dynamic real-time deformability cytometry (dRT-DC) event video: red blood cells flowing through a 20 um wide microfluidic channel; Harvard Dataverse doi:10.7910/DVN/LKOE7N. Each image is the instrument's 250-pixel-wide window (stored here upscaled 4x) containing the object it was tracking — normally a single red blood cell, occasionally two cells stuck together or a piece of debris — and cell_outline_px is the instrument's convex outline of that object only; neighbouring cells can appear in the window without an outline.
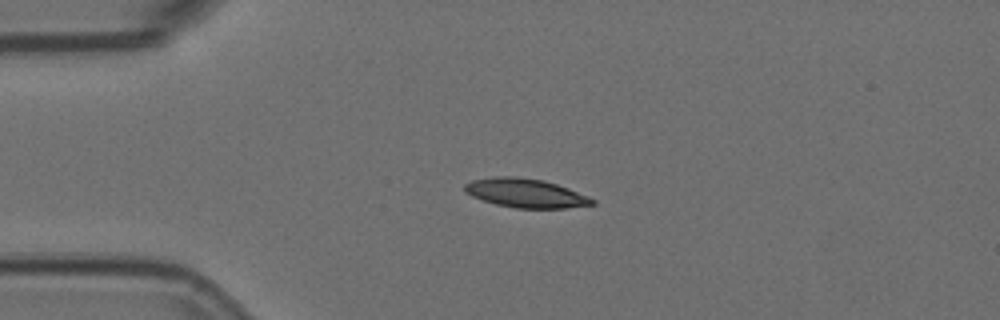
{"species": "Egyptian fruit bat (a non-hibernating species)", "species_latin": "Rousettus aegyptiacus", "temperature_condition": "room temperature", "stored_images_in_passage": 4, "camera_frame_rate_fps": 3000, "um_per_image_px": 0.085, "animal": {"sex": "female"}, "frame": {"image": 1, "passage_image": 3, "time_ms": 0.667, "image_size_px": [1000, 320], "cell_outline_px": [[596, 204], [564, 208], [516, 208], [496, 204], [472, 196], [464, 192], [464, 184], [472, 180], [496, 176], [512, 176], [544, 180], [568, 188], [588, 196], [596, 200]], "centroid_in_image_um": [44.68, 16.41], "position_along_channel_um": 40.3, "area_um2": 21.44}}